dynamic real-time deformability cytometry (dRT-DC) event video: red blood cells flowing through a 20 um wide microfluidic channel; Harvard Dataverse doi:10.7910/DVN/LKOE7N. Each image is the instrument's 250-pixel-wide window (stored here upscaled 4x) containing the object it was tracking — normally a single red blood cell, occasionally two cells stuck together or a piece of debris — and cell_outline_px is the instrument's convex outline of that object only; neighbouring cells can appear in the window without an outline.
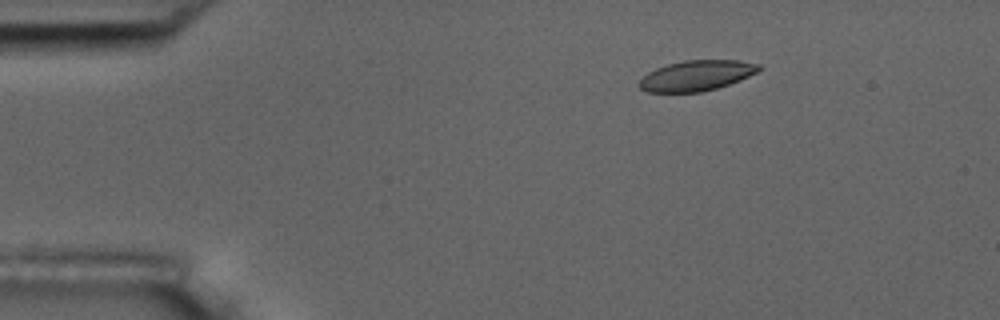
{"species": "common noctule bat (a hibernating species)", "species_latin": "Nyctalus noctula", "temperature_condition": "room temperature", "stored_images_in_passage": 5, "camera_frame_rate_fps": 3000, "um_per_image_px": 0.085, "animal": {"sex": "male", "body_mass_g": 17.5, "forearm_length_mm": 52.3}, "frame": {"image": 1, "passage_image": 3, "time_ms": 0.667, "image_size_px": [1000, 320], "cell_outline_px": [[764, 68], [740, 80], [716, 88], [700, 92], [648, 92], [640, 88], [636, 84], [648, 72], [656, 68], [668, 64], [684, 60], [740, 60], [760, 64]], "centroid_in_image_um": [59.21, 6.42], "position_along_channel_um": 25.8, "area_um2": 21.21}}